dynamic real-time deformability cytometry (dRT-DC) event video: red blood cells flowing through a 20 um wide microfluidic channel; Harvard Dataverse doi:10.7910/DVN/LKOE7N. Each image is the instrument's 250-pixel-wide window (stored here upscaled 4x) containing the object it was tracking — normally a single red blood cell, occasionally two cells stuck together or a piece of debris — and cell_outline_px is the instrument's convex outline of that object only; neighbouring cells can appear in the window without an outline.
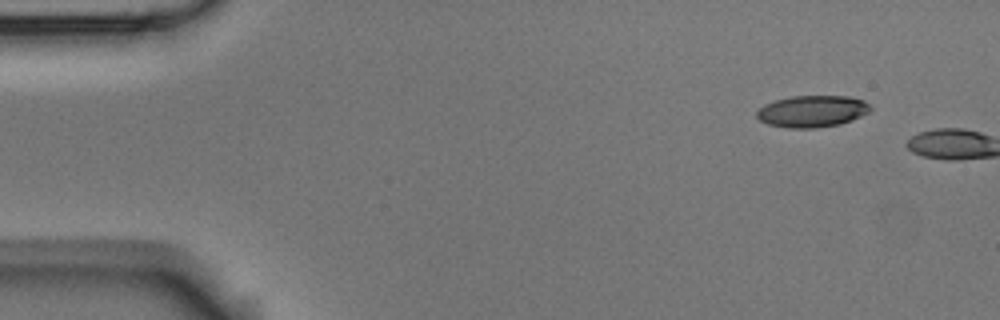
{"species": "Egyptian fruit bat (a non-hibernating species)", "species_latin": "Rousettus aegyptiacus", "temperature_condition": "room temperature", "stored_images_in_passage": 4, "segment_of_instrument_passage": [2, 2], "camera_frame_rate_fps": 3000, "um_per_image_px": 0.085, "animal": {"sex": "male"}, "frame": {"image": 1, "passage_image": 4, "time_ms": 1.0, "image_size_px": [1000, 320], "cell_outline_px": [[872, 108], [868, 112], [852, 120], [840, 124], [816, 128], [788, 128], [768, 124], [760, 120], [756, 116], [756, 112], [764, 104], [776, 100], [792, 96], [848, 96], [864, 100]], "centroid_in_image_um": [69.03, 9.46], "position_along_channel_um": 16.0, "area_um2": 20.98}}